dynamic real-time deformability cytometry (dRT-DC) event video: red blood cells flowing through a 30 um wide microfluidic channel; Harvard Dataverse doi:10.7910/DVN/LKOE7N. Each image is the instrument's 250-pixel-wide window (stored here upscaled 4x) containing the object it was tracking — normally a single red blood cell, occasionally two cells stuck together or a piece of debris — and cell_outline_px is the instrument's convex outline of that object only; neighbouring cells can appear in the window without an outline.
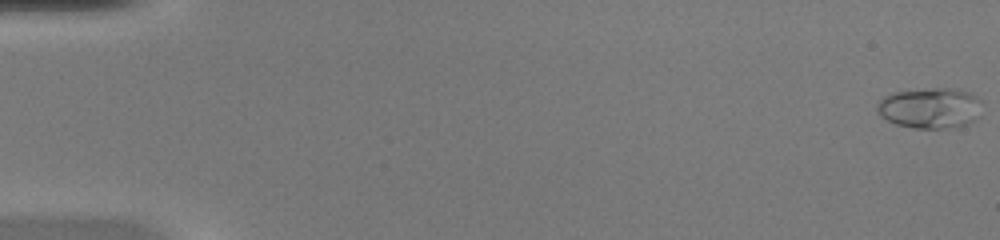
{"species": "common noctule bat (a hibernating species)", "species_latin": "Nyctalus noctula", "temperature_condition": "warm", "stored_images_in_passage": 51, "camera_frame_rate_fps": 3000, "um_per_image_px": 0.085, "animal": {"sex": "female", "body_mass_g": 20.0, "forearm_length_mm": 54.0}, "frame": {"image": 1, "passage_image": 1, "time_ms": 0.0, "image_size_px": [1000, 240], "cell_outline_px": [[984, 100], [980, 116], [968, 124], [948, 128], [912, 128], [896, 124], [880, 116], [876, 112], [876, 104], [884, 96], [892, 92], [932, 88], [956, 88], [968, 92]], "centroid_in_image_um": [79.09, 9.17], "position_along_channel_um": 5.9, "area_um2": 25.37}}
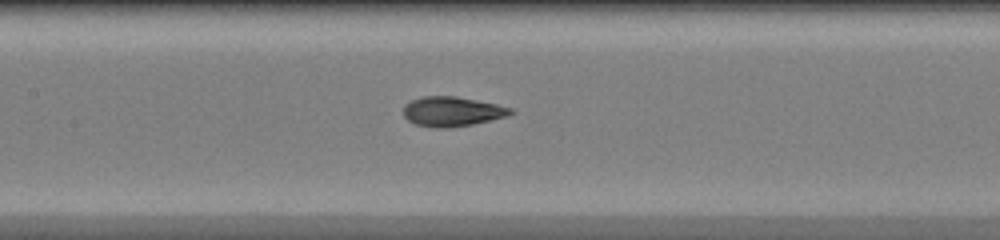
{"frame": {"image": 2, "passage_image": 25, "time_ms": 8.0, "image_size_px": [1000, 240], "cell_outline_px": [[516, 112], [508, 116], [472, 124], [444, 128], [436, 128], [416, 124], [408, 120], [404, 116], [404, 104], [412, 100], [424, 96], [456, 96], [496, 104], [512, 108]], "centroid_in_image_um": [38.44, 9.47], "position_along_channel_um": 169.0, "area_um2": 18.44}}
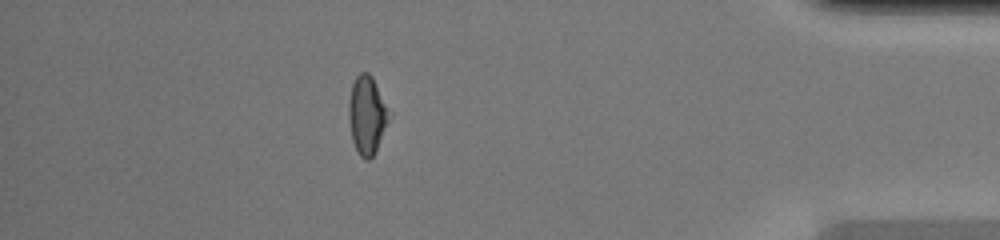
{"frame": {"image": 3, "passage_image": 45, "time_ms": 14.667, "image_size_px": [1000, 240], "cell_outline_px": [[392, 116], [372, 156], [368, 160], [364, 160], [360, 156], [352, 140], [348, 116], [348, 100], [352, 84], [356, 76], [360, 72], [368, 72], [372, 76], [392, 112]], "centroid_in_image_um": [31.21, 9.74], "position_along_channel_um": 404.0, "area_um2": 18.67}, "authors_computed_cell_mechanics": {"area_um2": 18.3804, "velocity_mm_per_s": 4.1601, "shape_relaxation_time_tau1_ms": 5.7701, "shape_relaxation_time_tau2_ms": 0.637, "deformation_change_tau1": 0.2425, "deformation_change_tau2": 0.0611}}